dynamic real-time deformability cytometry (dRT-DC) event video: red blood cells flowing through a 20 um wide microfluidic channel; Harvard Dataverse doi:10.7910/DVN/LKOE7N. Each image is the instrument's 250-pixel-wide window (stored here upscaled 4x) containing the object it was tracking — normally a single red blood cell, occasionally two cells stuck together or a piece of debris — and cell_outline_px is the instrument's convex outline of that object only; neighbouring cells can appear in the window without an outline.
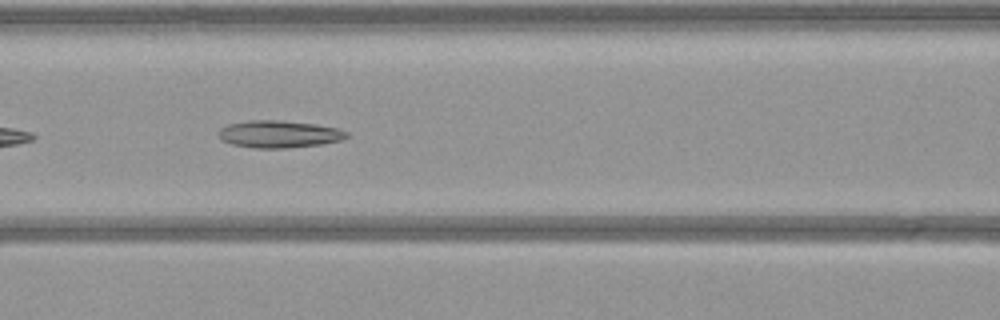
{"species": "common noctule bat (a hibernating species)", "species_latin": "Nyctalus noctula", "temperature_condition": "warm", "stored_images_in_passage": 39, "camera_frame_rate_fps": 3000, "um_per_image_px": 0.085, "animal": {"sex": "female", "body_mass_g": 21.9}, "frame": {"image": 1, "passage_image": 8, "time_ms": 2.333, "image_size_px": [1000, 320], "cell_outline_px": [[348, 136], [344, 140], [320, 144], [284, 148], [252, 148], [232, 144], [220, 140], [216, 132], [220, 128], [228, 124], [248, 120], [280, 120], [316, 124], [340, 128], [348, 132]], "centroid_in_image_um": [23.7, 11.39], "position_along_channel_um": 142.9, "area_um2": 20.63}}
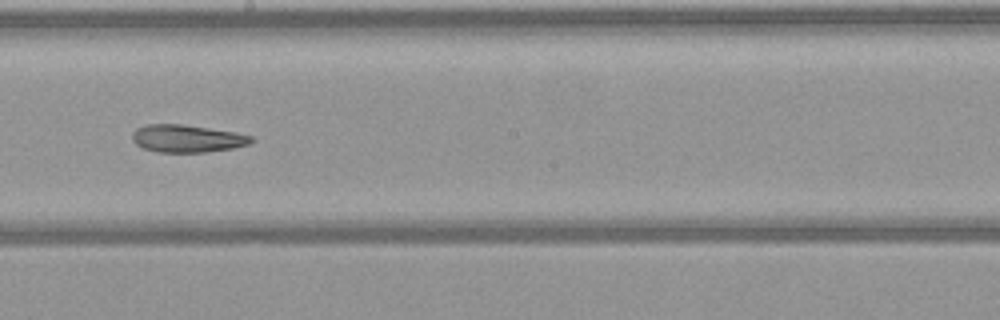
{"frame": {"image": 2, "passage_image": 15, "time_ms": 4.667, "image_size_px": [1000, 320], "cell_outline_px": [[256, 140], [248, 144], [232, 148], [204, 152], [156, 152], [144, 148], [136, 144], [132, 140], [132, 132], [136, 128], [148, 124], [180, 124], [236, 132], [252, 136]], "centroid_in_image_um": [15.89, 11.77], "position_along_channel_um": 232.3, "area_um2": 19.07}}
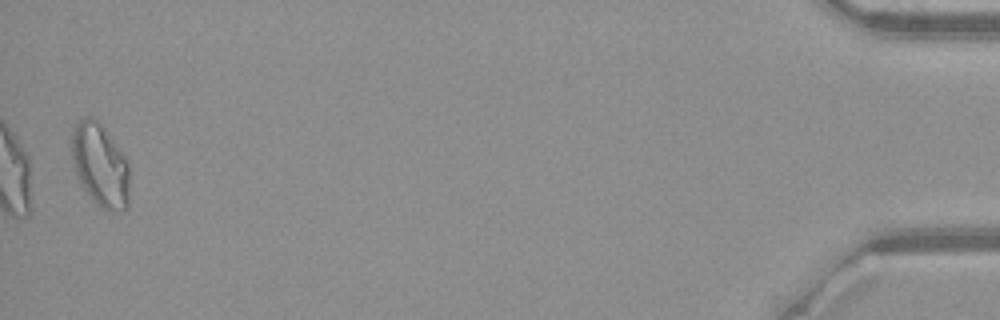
{"frame": {"image": 3, "passage_image": 38, "time_ms": 12.333, "image_size_px": [1000, 320], "cell_outline_px": [[128, 208], [108, 212], [84, 188], [76, 172], [72, 156], [72, 132], [76, 124], [80, 120], [88, 116], [96, 120], [104, 128], [124, 156], [128, 164]], "centroid_in_image_um": [8.52, 14.02], "position_along_channel_um": 426.7, "area_um2": 26.99}}